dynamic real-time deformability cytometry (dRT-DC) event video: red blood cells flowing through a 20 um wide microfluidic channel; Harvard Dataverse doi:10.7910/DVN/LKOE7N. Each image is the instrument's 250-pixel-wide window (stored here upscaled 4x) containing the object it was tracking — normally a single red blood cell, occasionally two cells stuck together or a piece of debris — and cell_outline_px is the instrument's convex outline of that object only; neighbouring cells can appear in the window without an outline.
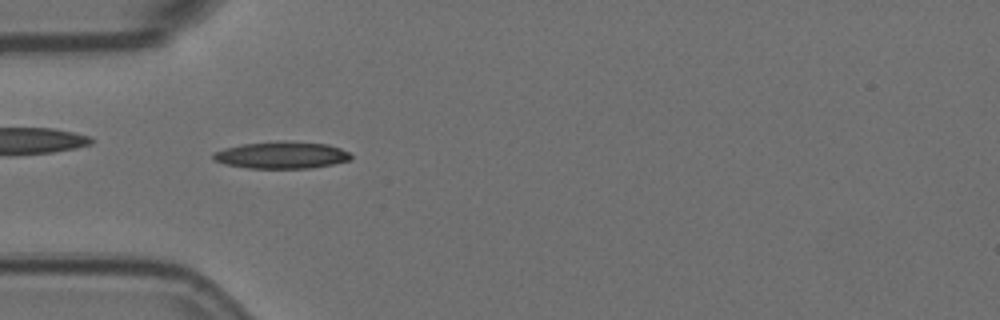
{"species": "Egyptian fruit bat (a non-hibernating species)", "species_latin": "Rousettus aegyptiacus", "temperature_condition": "room temperature", "stored_images_in_passage": 51, "camera_frame_rate_fps": 3000, "um_per_image_px": 0.085, "animal": {"sex": "female"}, "frame": {"image": 1, "passage_image": 12, "time_ms": 3.667, "image_size_px": [1000, 320], "cell_outline_px": [[352, 156], [348, 160], [332, 164], [312, 168], [248, 168], [224, 164], [212, 160], [212, 152], [224, 148], [244, 144], [280, 140], [288, 140], [328, 144], [340, 148], [348, 152]], "centroid_in_image_um": [23.89, 13.17], "position_along_channel_um": 61.1, "area_um2": 21.85}}
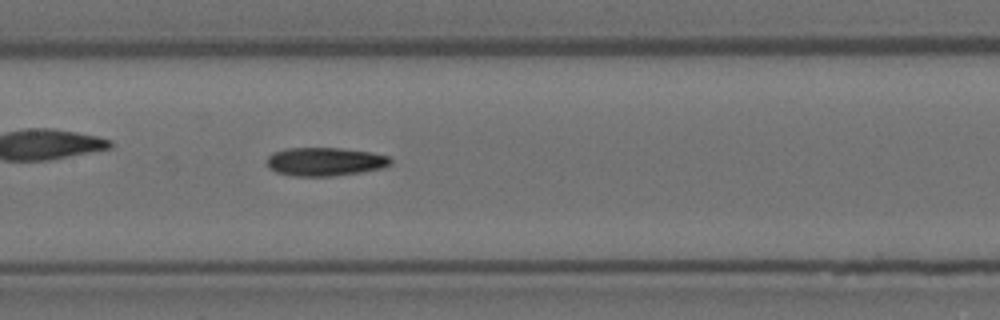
{"frame": {"image": 2, "passage_image": 22, "time_ms": 7.0, "image_size_px": [1000, 320], "cell_outline_px": [[392, 164], [384, 168], [360, 172], [332, 176], [292, 176], [276, 172], [268, 168], [268, 156], [272, 152], [284, 148], [340, 148], [372, 152], [388, 156], [392, 160]], "centroid_in_image_um": [27.63, 13.74], "position_along_channel_um": 179.8, "area_um2": 20.69}}
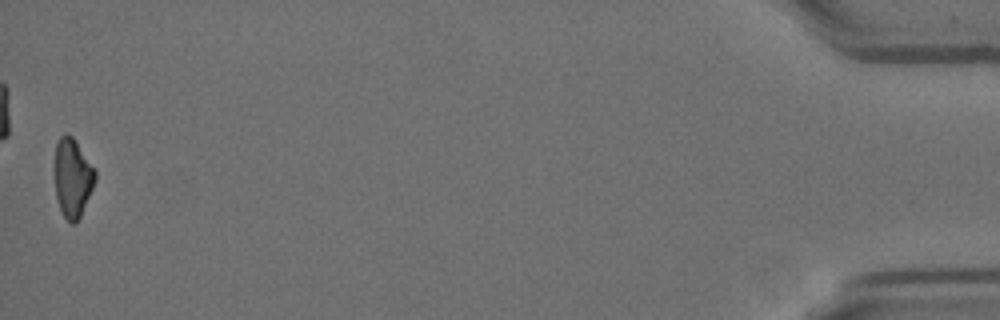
{"frame": {"image": 3, "passage_image": 51, "time_ms": 16.667, "image_size_px": [1000, 320], "cell_outline_px": [[96, 180], [80, 216], [72, 224], [64, 216], [60, 208], [56, 196], [52, 172], [52, 168], [56, 144], [60, 136], [72, 136], [96, 172]], "centroid_in_image_um": [6.11, 15.1], "position_along_channel_um": 429.1, "area_um2": 18.55}, "authors_computed_cell_mechanics": {"area_um2": 19.8254, "velocity_mm_per_s": 3.5886, "shape_relaxation_time_tau1_ms": null, "shape_relaxation_time_tau2_ms": 5.3396, "deformation_change_tau1": null, "deformation_change_tau2": 0.1397}}